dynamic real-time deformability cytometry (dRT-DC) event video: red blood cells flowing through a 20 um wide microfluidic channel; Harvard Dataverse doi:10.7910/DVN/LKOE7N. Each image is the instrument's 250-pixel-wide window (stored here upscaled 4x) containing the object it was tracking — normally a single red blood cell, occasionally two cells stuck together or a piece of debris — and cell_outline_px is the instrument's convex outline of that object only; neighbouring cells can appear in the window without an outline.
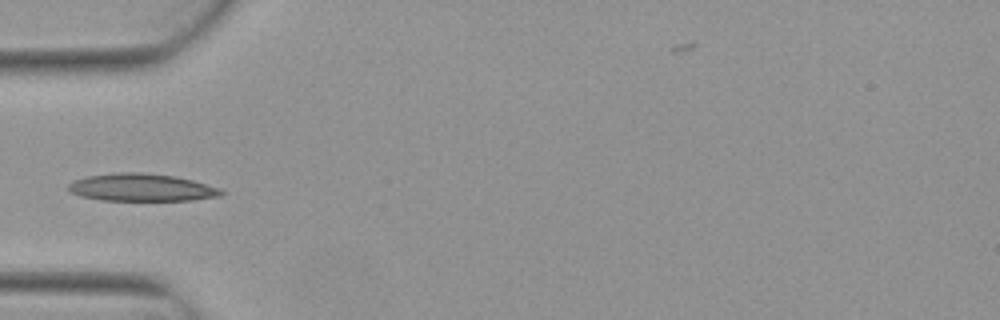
{"species": "Egyptian fruit bat (a non-hibernating species)", "species_latin": "Rousettus aegyptiacus", "temperature_condition": "warm", "stored_images_in_passage": 5, "camera_frame_rate_fps": 3000, "um_per_image_px": 0.085, "animal": {"sex": "female"}, "frame": {"image": 1, "passage_image": 5, "time_ms": 1.333, "image_size_px": [1000, 320], "cell_outline_px": [[224, 192], [220, 196], [192, 200], [100, 200], [80, 196], [72, 192], [68, 188], [68, 184], [72, 180], [88, 176], [120, 172], [140, 172], [176, 176], [192, 180], [220, 188]], "centroid_in_image_um": [12.02, 15.93], "position_along_channel_um": 73.0, "area_um2": 24.45}}